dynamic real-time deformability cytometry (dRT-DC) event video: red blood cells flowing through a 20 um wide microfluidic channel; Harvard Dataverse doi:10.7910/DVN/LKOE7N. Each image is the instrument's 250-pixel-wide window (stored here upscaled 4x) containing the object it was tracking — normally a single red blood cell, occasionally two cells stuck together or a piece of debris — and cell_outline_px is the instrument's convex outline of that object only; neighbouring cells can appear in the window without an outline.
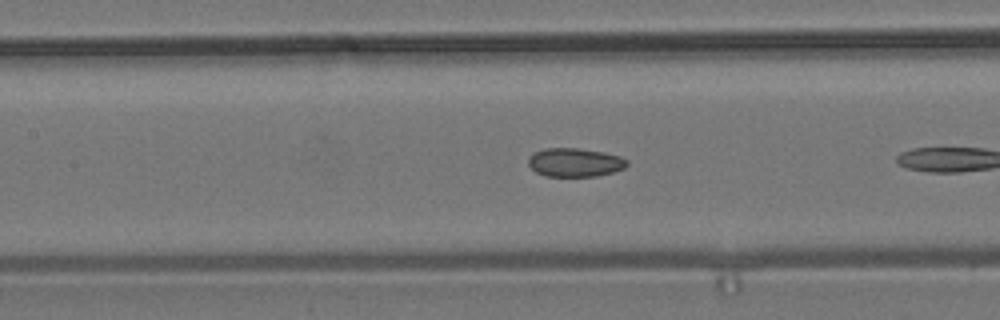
{"species": "common noctule bat (a hibernating species)", "species_latin": "Nyctalus noctula", "temperature_condition": "room temperature", "stored_images_in_passage": 11, "camera_frame_rate_fps": 3000, "um_per_image_px": 0.085, "animal": {"sex": "male", "body_mass_g": 19.2, "forearm_length_mm": 51.8}, "frame": {"image": 1, "passage_image": 10, "time_ms": 3.0, "image_size_px": [1000, 320], "cell_outline_px": [[628, 164], [624, 168], [612, 172], [596, 176], [548, 176], [536, 172], [528, 164], [528, 156], [532, 152], [544, 148], [576, 148], [604, 152], [620, 156], [628, 160]], "centroid_in_image_um": [48.84, 13.79], "position_along_channel_um": 158.6, "area_um2": 16.53}}